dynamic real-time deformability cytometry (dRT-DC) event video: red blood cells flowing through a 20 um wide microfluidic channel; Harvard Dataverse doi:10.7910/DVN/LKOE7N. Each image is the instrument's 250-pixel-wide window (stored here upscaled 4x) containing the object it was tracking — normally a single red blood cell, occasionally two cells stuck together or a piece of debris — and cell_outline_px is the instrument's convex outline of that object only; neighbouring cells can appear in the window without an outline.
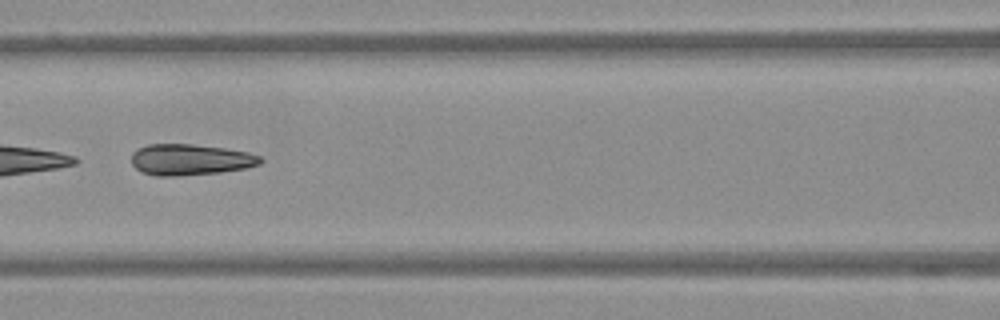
{"species": "Egyptian fruit bat (a non-hibernating species)", "species_latin": "Rousettus aegyptiacus", "temperature_condition": "warm", "stored_images_in_passage": 33, "camera_frame_rate_fps": 3000, "um_per_image_px": 0.085, "frame": {"image": 1, "passage_image": 24, "time_ms": 7.667, "image_size_px": [1000, 320], "cell_outline_px": [[264, 160], [260, 164], [244, 168], [220, 172], [176, 176], [156, 176], [140, 172], [132, 164], [132, 152], [136, 148], [148, 144], [192, 144], [224, 148], [248, 152], [260, 156]], "centroid_in_image_um": [16.14, 13.56], "position_along_channel_um": 150.5, "area_um2": 23.47}}
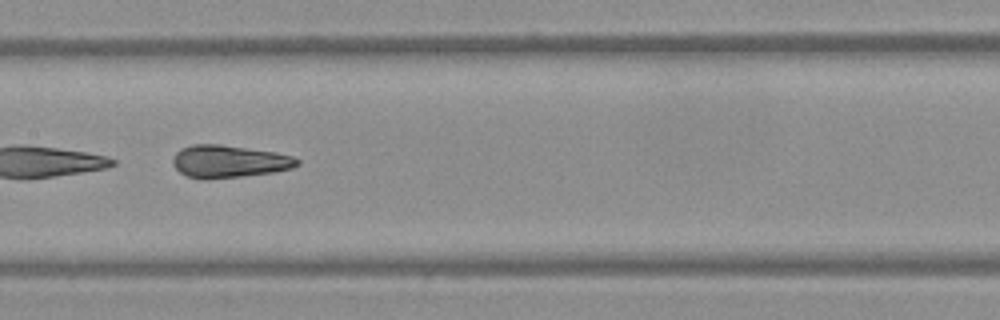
{"frame": {"image": 2, "passage_image": 27, "time_ms": 8.667, "image_size_px": [1000, 320], "cell_outline_px": [[300, 164], [292, 168], [272, 172], [240, 176], [204, 180], [200, 180], [188, 176], [180, 172], [172, 164], [172, 160], [176, 152], [180, 148], [192, 144], [220, 144], [276, 152], [292, 156], [300, 160]], "centroid_in_image_um": [19.44, 13.72], "position_along_channel_um": 188.0, "area_um2": 23.64}}